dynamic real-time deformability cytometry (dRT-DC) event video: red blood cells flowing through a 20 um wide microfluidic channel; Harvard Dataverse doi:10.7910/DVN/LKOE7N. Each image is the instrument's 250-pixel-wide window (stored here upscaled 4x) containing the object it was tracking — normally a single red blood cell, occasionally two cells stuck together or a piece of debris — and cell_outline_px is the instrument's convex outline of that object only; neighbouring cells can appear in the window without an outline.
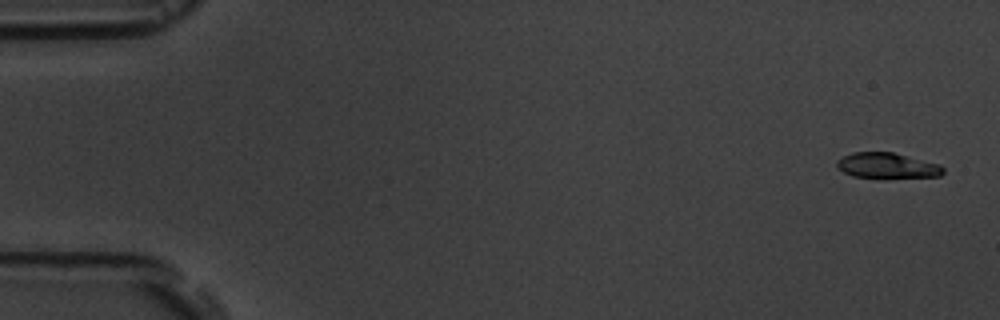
{"species": "common noctule bat (a hibernating species)", "species_latin": "Nyctalus noctula", "temperature_condition": "room temperature", "stored_images_in_passage": 5, "camera_frame_rate_fps": 3000, "um_per_image_px": 0.085, "animal": {"sex": "male", "body_mass_g": 19.5, "forearm_length_mm": 54.6}, "frame": {"image": 1, "passage_image": 1, "time_ms": 0.0, "image_size_px": [1000, 320], "cell_outline_px": [[944, 172], [940, 176], [852, 176], [836, 168], [836, 160], [852, 152], [892, 152], [940, 164], [944, 168]], "centroid_in_image_um": [75.37, 14.04], "position_along_channel_um": 9.6, "area_um2": 15.26}}
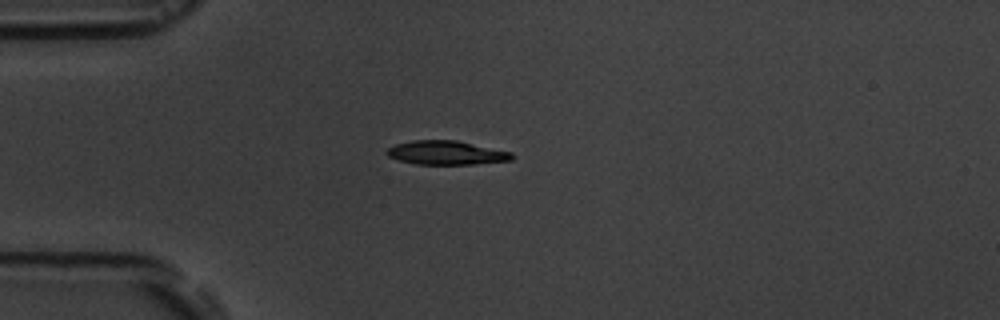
{"frame": {"image": 2, "passage_image": 5, "time_ms": 4.333, "image_size_px": [1000, 320], "cell_outline_px": [[512, 160], [472, 164], [416, 164], [400, 160], [388, 156], [384, 152], [388, 148], [396, 144], [412, 140], [456, 140], [512, 152]], "centroid_in_image_um": [37.91, 12.98], "position_along_channel_um": 47.1, "area_um2": 17.28}}